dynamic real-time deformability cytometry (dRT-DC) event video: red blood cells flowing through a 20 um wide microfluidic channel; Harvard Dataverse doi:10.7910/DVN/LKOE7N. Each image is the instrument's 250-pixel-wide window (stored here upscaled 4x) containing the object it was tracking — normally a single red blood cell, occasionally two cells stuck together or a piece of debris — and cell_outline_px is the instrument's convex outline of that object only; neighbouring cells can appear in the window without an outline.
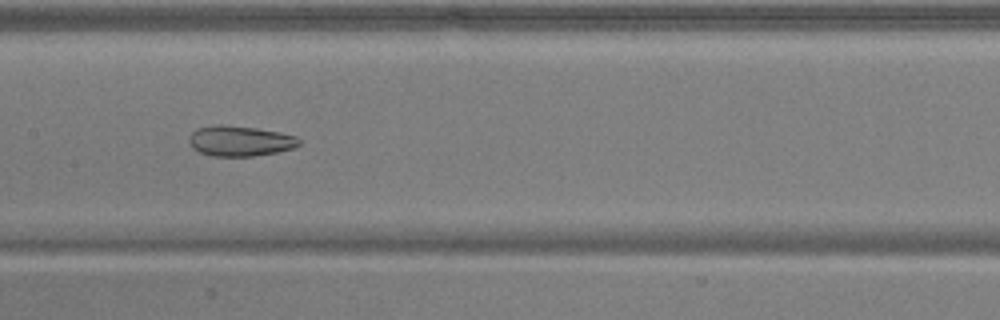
{"species": "common noctule bat (a hibernating species)", "species_latin": "Nyctalus noctula", "temperature_condition": "warm", "stored_images_in_passage": 52, "camera_frame_rate_fps": 3000, "um_per_image_px": 0.085, "animal": {"sex": "male", "body_mass_g": 17.9, "forearm_length_mm": 54.2}, "frame": {"image": 1, "passage_image": 27, "time_ms": 8.667, "image_size_px": [1000, 320], "cell_outline_px": [[300, 144], [292, 148], [276, 152], [252, 156], [212, 156], [200, 152], [192, 148], [188, 140], [192, 132], [196, 128], [216, 124], [220, 124], [256, 128], [280, 132], [296, 136], [300, 140]], "centroid_in_image_um": [20.37, 11.97], "position_along_channel_um": 187.0, "area_um2": 19.48}}
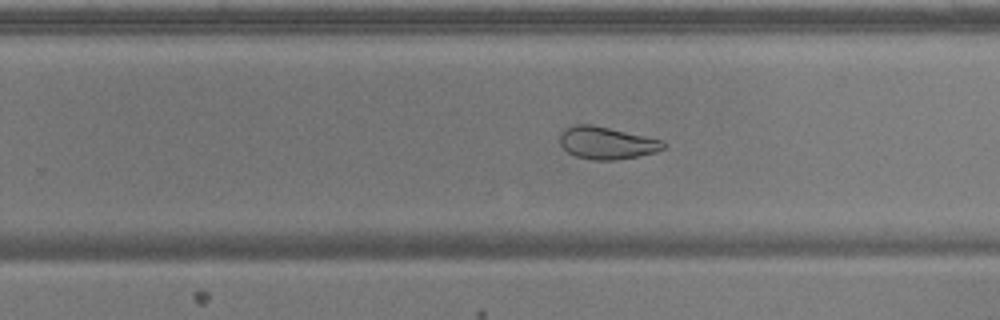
{"frame": {"image": 2, "passage_image": 34, "time_ms": 11.0, "image_size_px": [1000, 320], "cell_outline_px": [[664, 148], [656, 152], [616, 160], [592, 160], [576, 156], [568, 152], [560, 144], [560, 132], [564, 128], [572, 124], [592, 124], [664, 140]], "centroid_in_image_um": [51.54, 12.13], "position_along_channel_um": 278.3, "area_um2": 19.59}}
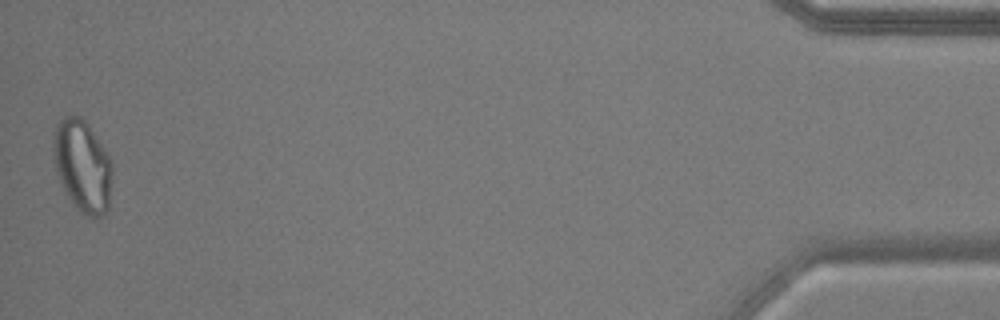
{"frame": {"image": 3, "passage_image": 52, "time_ms": 17.0, "image_size_px": [1000, 320], "cell_outline_px": [[112, 180], [108, 208], [100, 216], [88, 216], [80, 212], [76, 208], [68, 196], [56, 172], [52, 148], [52, 140], [56, 128], [60, 120], [64, 116], [80, 116], [88, 124], [112, 160]], "centroid_in_image_um": [7.01, 14.09], "position_along_channel_um": 428.2, "area_um2": 31.44}, "authors_computed_cell_mechanics": {"area_um2": 26.299, "velocity_mm_per_s": 3.9315, "shape_relaxation_time_tau1_ms": null, "shape_relaxation_time_tau2_ms": 2.367, "deformation_change_tau1": null, "deformation_change_tau2": 0.0767}}